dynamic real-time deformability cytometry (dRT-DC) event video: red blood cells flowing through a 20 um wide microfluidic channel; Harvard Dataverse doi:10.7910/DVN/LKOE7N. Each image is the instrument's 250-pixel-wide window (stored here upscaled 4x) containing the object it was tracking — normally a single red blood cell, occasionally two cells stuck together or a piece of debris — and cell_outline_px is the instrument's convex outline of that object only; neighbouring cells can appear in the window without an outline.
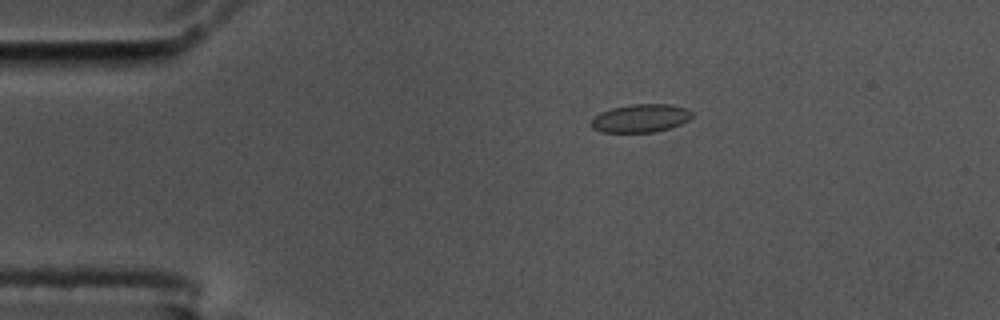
{"species": "common noctule bat (a hibernating species)", "species_latin": "Nyctalus noctula", "temperature_condition": "cold", "stored_images_in_passage": 46, "camera_frame_rate_fps": 3000, "um_per_image_px": 0.085, "animal": {"sex": "male", "body_mass_g": 17.5, "forearm_length_mm": 52.3}, "frame": {"image": 1, "passage_image": 1, "time_ms": 0.0, "image_size_px": [1000, 320], "cell_outline_px": [[692, 116], [688, 120], [680, 124], [668, 128], [652, 132], [604, 132], [592, 128], [588, 124], [600, 112], [612, 108], [628, 104], [672, 104], [688, 108], [692, 112]], "centroid_in_image_um": [54.45, 10.03], "position_along_channel_um": 30.6, "area_um2": 16.59}}
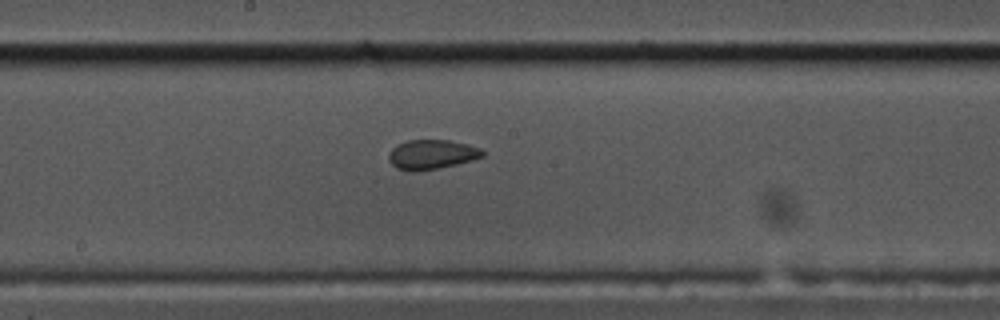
{"frame": {"image": 2, "passage_image": 20, "time_ms": 6.333, "image_size_px": [1000, 320], "cell_outline_px": [[484, 156], [472, 160], [456, 164], [420, 172], [412, 172], [396, 168], [388, 160], [388, 152], [396, 144], [408, 140], [448, 140], [480, 148], [484, 152]], "centroid_in_image_um": [36.63, 13.14], "position_along_channel_um": 211.6, "area_um2": 16.24}}
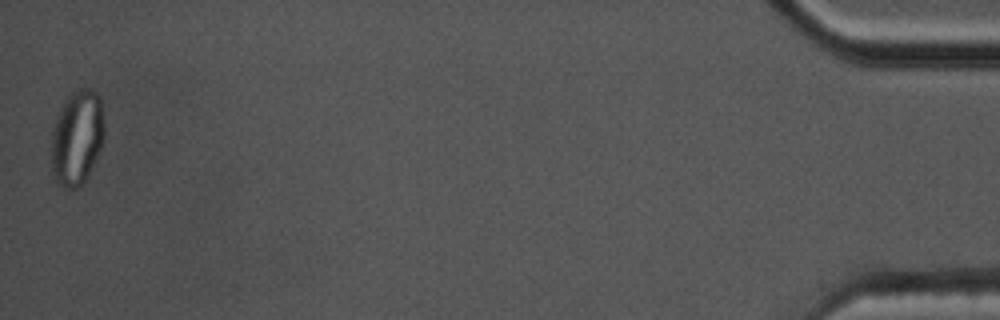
{"frame": {"image": 3, "passage_image": 46, "time_ms": 15.0, "image_size_px": [1000, 320], "cell_outline_px": [[104, 136], [100, 148], [88, 176], [84, 184], [76, 188], [64, 188], [56, 180], [52, 172], [52, 128], [56, 116], [68, 96], [72, 92], [80, 88], [88, 88], [96, 92], [100, 96], [104, 124]], "centroid_in_image_um": [6.55, 11.69], "position_along_channel_um": 428.7, "area_um2": 29.3}}